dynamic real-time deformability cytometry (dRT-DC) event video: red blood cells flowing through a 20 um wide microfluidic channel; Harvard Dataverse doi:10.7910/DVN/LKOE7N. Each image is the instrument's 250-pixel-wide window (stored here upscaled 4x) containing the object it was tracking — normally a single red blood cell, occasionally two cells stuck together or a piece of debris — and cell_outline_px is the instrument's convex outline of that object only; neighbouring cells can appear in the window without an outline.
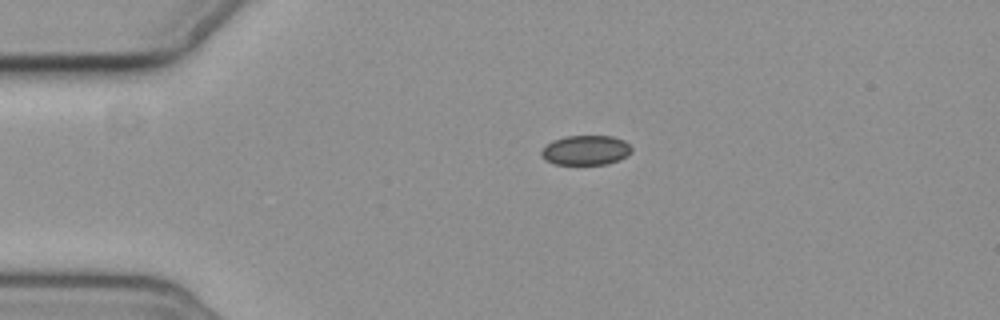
{"species": "common noctule bat (a hibernating species)", "species_latin": "Nyctalus noctula", "temperature_condition": "cold", "stored_images_in_passage": 2, "camera_frame_rate_fps": 3000, "um_per_image_px": 0.085, "animal": {"sex": "female", "body_mass_g": 19.3, "forearm_length_mm": 54.1}, "frame": {"image": 1, "passage_image": 2, "time_ms": 2.0, "image_size_px": [1000, 320], "cell_outline_px": [[632, 152], [628, 156], [620, 160], [608, 164], [552, 164], [544, 160], [540, 156], [540, 152], [552, 140], [568, 136], [612, 136], [624, 140], [632, 148]], "centroid_in_image_um": [49.8, 12.78], "position_along_channel_um": 35.2, "area_um2": 15.78}}